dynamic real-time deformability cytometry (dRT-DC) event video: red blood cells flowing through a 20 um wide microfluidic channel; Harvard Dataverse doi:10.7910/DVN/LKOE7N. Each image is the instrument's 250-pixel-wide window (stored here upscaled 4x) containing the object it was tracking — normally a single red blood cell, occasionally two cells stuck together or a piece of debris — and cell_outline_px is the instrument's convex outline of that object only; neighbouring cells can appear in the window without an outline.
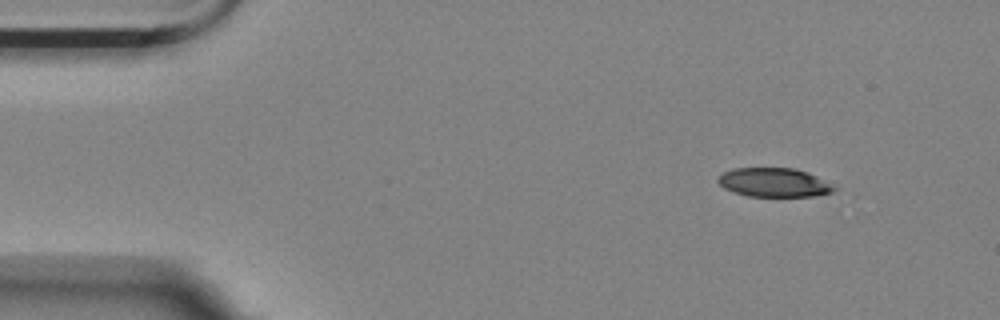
{"species": "Egyptian fruit bat (a non-hibernating species)", "species_latin": "Rousettus aegyptiacus", "temperature_condition": "room temperature", "stored_images_in_passage": 4, "camera_frame_rate_fps": 3000, "um_per_image_px": 0.085, "animal": {"sex": "female"}, "frame": {"image": 1, "passage_image": 1, "time_ms": 0.0, "image_size_px": [1000, 320], "cell_outline_px": [[836, 188], [832, 192], [812, 196], [748, 196], [724, 188], [716, 180], [724, 172], [732, 168], [792, 168], [808, 172], [816, 176]], "centroid_in_image_um": [65.76, 15.5], "position_along_channel_um": 19.2, "area_um2": 19.25}}